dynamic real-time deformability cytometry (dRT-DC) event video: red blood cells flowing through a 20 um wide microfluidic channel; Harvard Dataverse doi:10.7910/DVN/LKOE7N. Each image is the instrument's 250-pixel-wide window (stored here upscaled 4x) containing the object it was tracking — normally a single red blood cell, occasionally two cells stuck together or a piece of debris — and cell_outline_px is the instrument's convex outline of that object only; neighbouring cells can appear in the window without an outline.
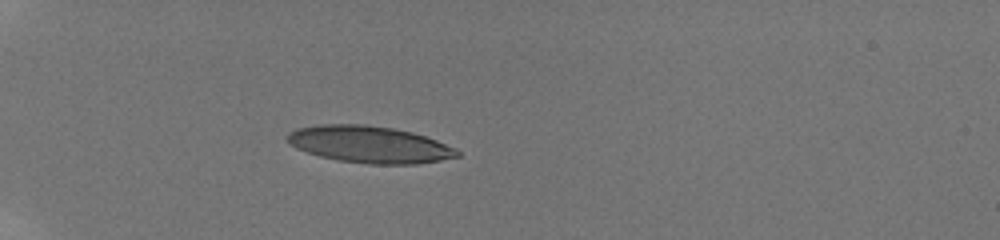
{"species": "human", "species_latin": "Homo sapiens", "temperature_condition": "room temperature", "stored_images_in_passage": 8, "camera_frame_rate_fps": 3000, "um_per_image_px": 0.085, "donor": {"sex": "male"}, "frame": {"image": 1, "passage_image": 1, "time_ms": 0.0, "image_size_px": [1000, 240], "cell_outline_px": [[460, 156], [440, 160], [416, 164], [368, 164], [340, 160], [320, 156], [296, 148], [288, 144], [284, 140], [288, 132], [296, 128], [320, 124], [364, 124], [392, 128], [412, 132], [436, 140], [456, 148], [460, 152]], "centroid_in_image_um": [31.36, 12.27], "position_along_channel_um": 53.6, "area_um2": 36.59}}
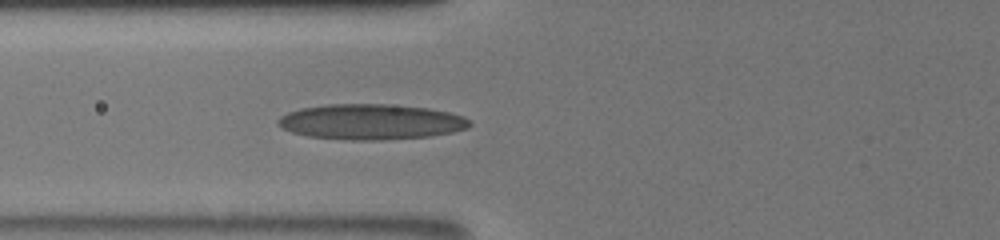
{"frame": {"image": 2, "passage_image": 6, "time_ms": 2.0, "image_size_px": [1000, 240], "cell_outline_px": [[472, 124], [468, 128], [452, 132], [428, 136], [380, 140], [352, 140], [308, 136], [292, 132], [280, 128], [276, 124], [276, 120], [280, 116], [288, 112], [300, 108], [328, 104], [388, 104], [428, 108], [448, 112], [464, 116]], "centroid_in_image_um": [31.49, 10.35], "position_along_channel_um": 94.3, "area_um2": 39.65}}